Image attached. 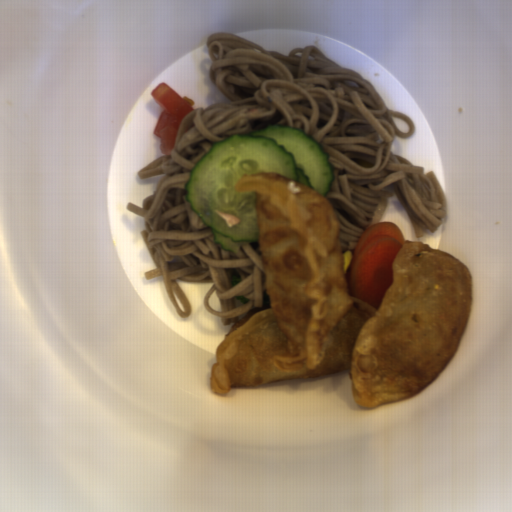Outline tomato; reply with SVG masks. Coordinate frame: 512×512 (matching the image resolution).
<instances>
[{
	"mask_svg": "<svg viewBox=\"0 0 512 512\" xmlns=\"http://www.w3.org/2000/svg\"><path fill=\"white\" fill-rule=\"evenodd\" d=\"M150 94L162 109L154 129V135L160 140L159 151L162 156L170 155L184 117L195 110L194 101L182 97L165 82L158 84Z\"/></svg>",
	"mask_w": 512,
	"mask_h": 512,
	"instance_id": "tomato-1",
	"label": "tomato"
}]
</instances>
